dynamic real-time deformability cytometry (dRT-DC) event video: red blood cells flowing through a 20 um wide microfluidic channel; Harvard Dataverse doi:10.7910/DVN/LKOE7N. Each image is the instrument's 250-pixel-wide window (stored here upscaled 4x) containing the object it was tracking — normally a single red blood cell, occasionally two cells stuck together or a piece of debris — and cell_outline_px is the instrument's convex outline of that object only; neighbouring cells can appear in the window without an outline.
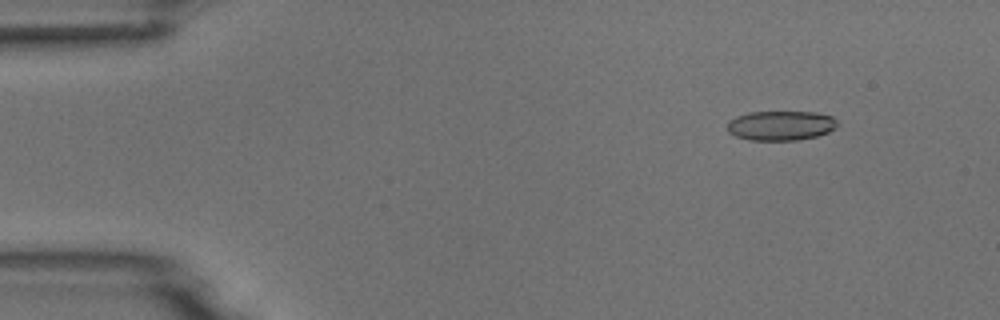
{"species": "common noctule bat (a hibernating species)", "species_latin": "Nyctalus noctula", "temperature_condition": "room temperature", "stored_images_in_passage": 8, "camera_frame_rate_fps": 3000, "um_per_image_px": 0.085, "animal": {"sex": "male", "body_mass_g": 18.8}, "frame": {"image": 1, "passage_image": 2, "time_ms": 1.0, "image_size_px": [1000, 320], "cell_outline_px": [[840, 124], [836, 128], [828, 132], [816, 136], [796, 140], [748, 140], [736, 136], [728, 132], [728, 120], [736, 116], [748, 112], [816, 112], [832, 116]], "centroid_in_image_um": [66.37, 10.67], "position_along_channel_um": 18.6, "area_um2": 19.13}}
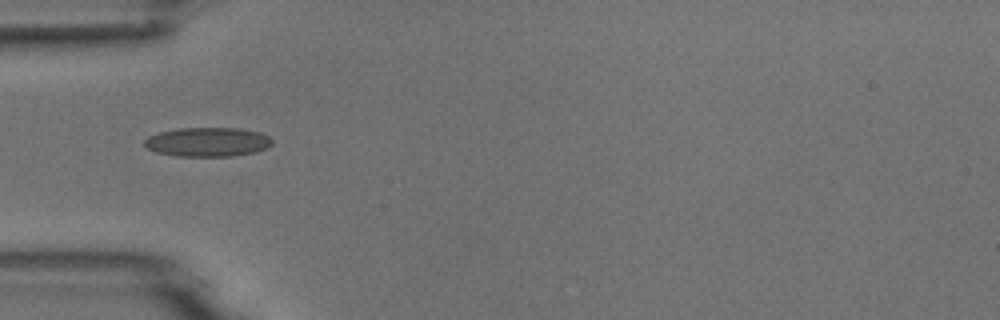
{"frame": {"image": 2, "passage_image": 5, "time_ms": 4.667, "image_size_px": [1000, 320], "cell_outline_px": [[272, 144], [268, 148], [256, 152], [232, 156], [176, 156], [156, 152], [148, 148], [144, 144], [144, 140], [148, 136], [160, 132], [176, 128], [240, 128], [260, 132], [268, 136], [272, 140]], "centroid_in_image_um": [17.66, 12.06], "position_along_channel_um": 67.3, "area_um2": 21.85}}